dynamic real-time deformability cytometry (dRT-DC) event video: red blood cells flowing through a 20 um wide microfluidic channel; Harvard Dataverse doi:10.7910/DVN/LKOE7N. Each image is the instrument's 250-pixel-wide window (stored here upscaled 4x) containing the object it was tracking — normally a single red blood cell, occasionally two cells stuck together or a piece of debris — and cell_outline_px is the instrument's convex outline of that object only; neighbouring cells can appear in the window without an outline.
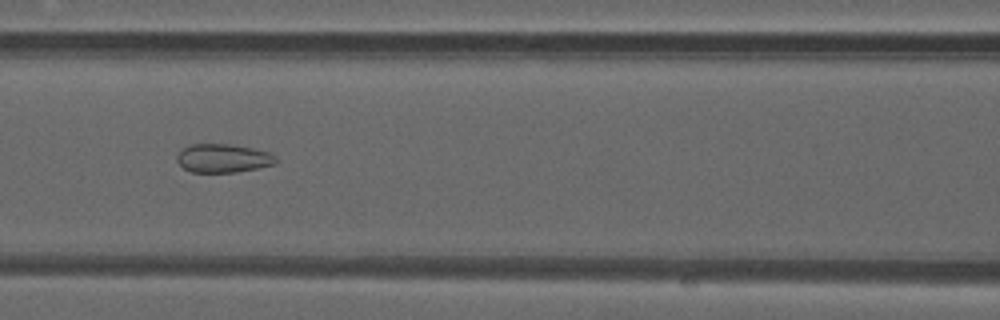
{"species": "common noctule bat (a hibernating species)", "species_latin": "Nyctalus noctula", "temperature_condition": "warm", "stored_images_in_passage": 49, "camera_frame_rate_fps": 3000, "um_per_image_px": 0.085, "animal": {"sex": "male", "forearm_length_mm": 52.5}, "frame": {"image": 1, "passage_image": 21, "time_ms": 6.667, "image_size_px": [1000, 320], "cell_outline_px": [[276, 164], [236, 172], [192, 172], [184, 168], [176, 160], [176, 156], [184, 148], [192, 144], [228, 144], [252, 148], [268, 152], [276, 156]], "centroid_in_image_um": [18.96, 13.45], "position_along_channel_um": 147.6, "area_um2": 16.3}}
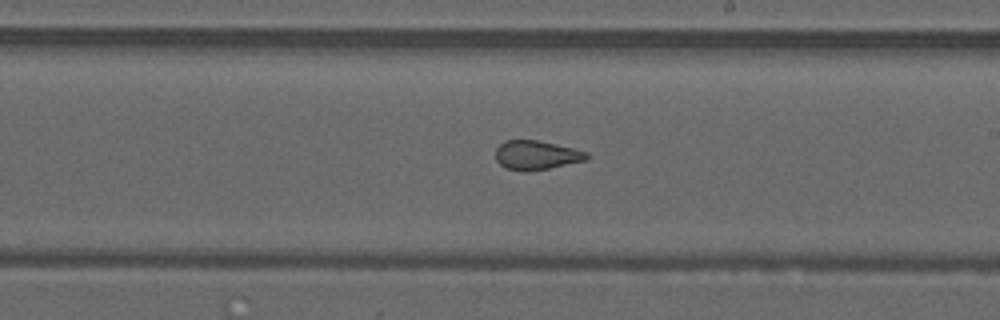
{"frame": {"image": 2, "passage_image": 28, "time_ms": 9.0, "image_size_px": [1000, 320], "cell_outline_px": [[588, 160], [548, 168], [524, 172], [508, 168], [500, 164], [496, 160], [496, 148], [504, 140], [536, 140], [556, 144], [588, 152]], "centroid_in_image_um": [45.59, 13.18], "position_along_channel_um": 243.4, "area_um2": 15.37}}
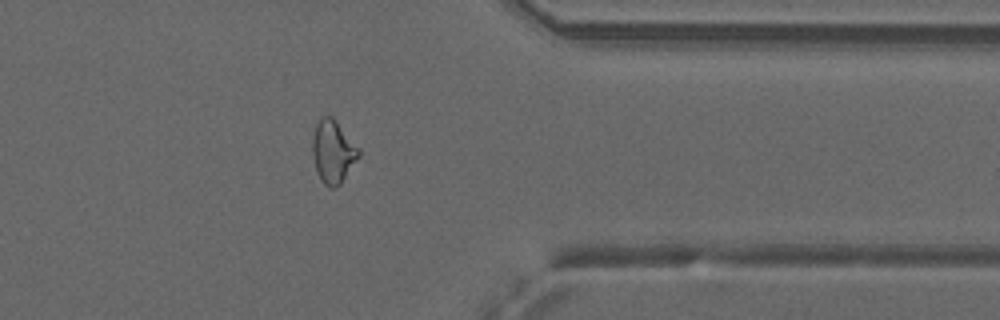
{"frame": {"image": 3, "passage_image": 39, "time_ms": 12.667, "image_size_px": [1000, 320], "cell_outline_px": [[360, 156], [340, 184], [336, 188], [328, 188], [320, 180], [316, 168], [312, 152], [312, 140], [316, 124], [320, 116], [332, 116], [360, 148]], "centroid_in_image_um": [28.31, 12.89], "position_along_channel_um": 383.1, "area_um2": 17.05}, "authors_computed_cell_mechanics": {"area_um2": 18.6694, "velocity_mm_per_s": 4.1153, "shape_relaxation_time_tau1_ms": null, "shape_relaxation_time_tau2_ms": 1.4689, "deformation_change_tau1": null, "deformation_change_tau2": 0.0906}}